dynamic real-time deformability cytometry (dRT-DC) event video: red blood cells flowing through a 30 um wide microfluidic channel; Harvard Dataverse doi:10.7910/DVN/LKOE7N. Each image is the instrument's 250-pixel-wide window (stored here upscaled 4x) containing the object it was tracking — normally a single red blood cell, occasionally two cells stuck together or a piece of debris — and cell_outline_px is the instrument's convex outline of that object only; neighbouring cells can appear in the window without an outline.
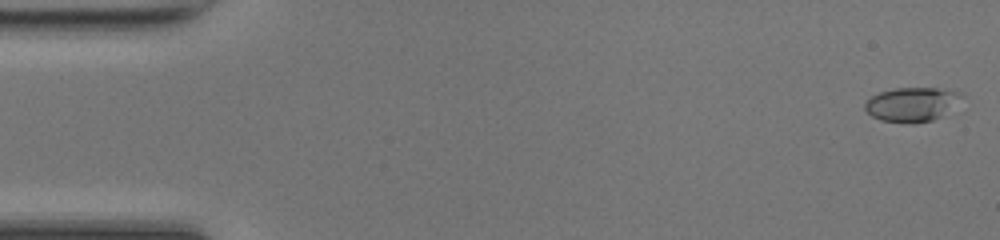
{"species": "common noctule bat (a hibernating species)", "species_latin": "Nyctalus noctula", "temperature_condition": "room temperature", "stored_images_in_passage": 49, "camera_frame_rate_fps": 3000, "um_per_image_px": 0.085, "animal": {"sex": "female", "body_mass_g": 17.0, "forearm_length_mm": 48.0}, "frame": {"image": 1, "passage_image": 2, "time_ms": 0.333, "image_size_px": [1000, 240], "cell_outline_px": [[960, 92], [940, 116], [932, 120], [880, 120], [872, 116], [864, 108], [864, 104], [872, 96], [880, 92], [896, 88], [936, 88]], "centroid_in_image_um": [77.35, 8.82], "position_along_channel_um": 7.7, "area_um2": 17.57}}
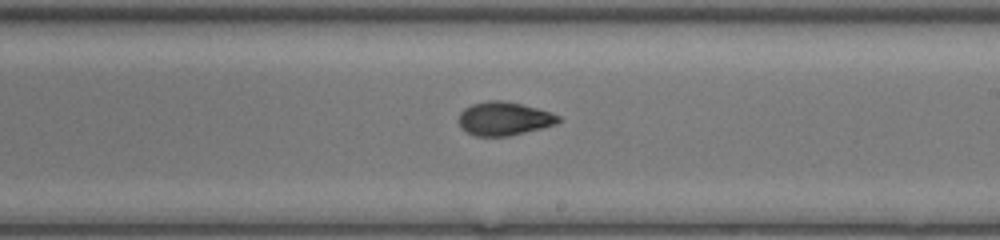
{"frame": {"image": 2, "passage_image": 29, "time_ms": 9.333, "image_size_px": [1000, 240], "cell_outline_px": [[560, 120], [556, 124], [508, 136], [476, 136], [460, 128], [460, 112], [464, 108], [472, 104], [488, 100], [504, 100], [536, 108], [560, 116]], "centroid_in_image_um": [42.81, 10.08], "position_along_channel_um": 246.2, "area_um2": 19.19}}
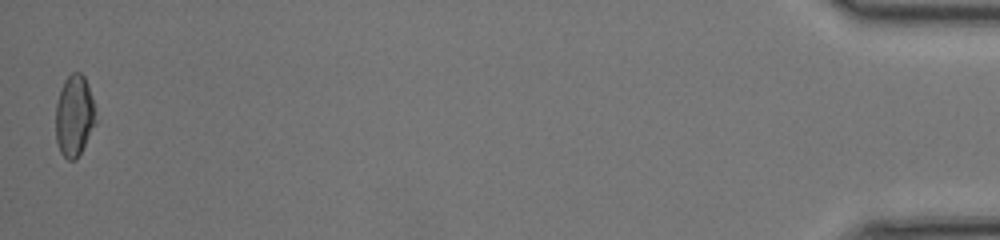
{"frame": {"image": 3, "passage_image": 49, "time_ms": 16.0, "image_size_px": [1000, 240], "cell_outline_px": [[96, 124], [76, 160], [68, 160], [60, 152], [56, 140], [56, 104], [60, 88], [64, 80], [72, 72], [80, 72], [84, 76], [88, 84], [92, 100]], "centroid_in_image_um": [6.3, 9.84], "position_along_channel_um": 428.9, "area_um2": 18.9}, "authors_computed_cell_mechanics": {"area_um2": 19.0162, "velocity_mm_per_s": 4.2835, "shape_relaxation_time_tau1_ms": 6.257, "shape_relaxation_time_tau2_ms": 2.1287, "deformation_change_tau1": 0.2067, "deformation_change_tau2": 0.0795}}